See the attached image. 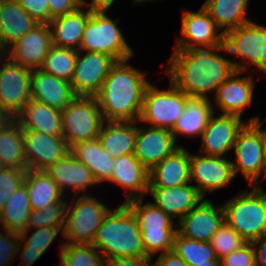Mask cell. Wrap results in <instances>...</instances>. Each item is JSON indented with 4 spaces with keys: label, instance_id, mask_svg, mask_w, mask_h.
Wrapping results in <instances>:
<instances>
[{
    "label": "cell",
    "instance_id": "e0dca14e",
    "mask_svg": "<svg viewBox=\"0 0 266 266\" xmlns=\"http://www.w3.org/2000/svg\"><path fill=\"white\" fill-rule=\"evenodd\" d=\"M22 132L29 170H47L70 152L63 136L47 135L33 130Z\"/></svg>",
    "mask_w": 266,
    "mask_h": 266
},
{
    "label": "cell",
    "instance_id": "f907efd6",
    "mask_svg": "<svg viewBox=\"0 0 266 266\" xmlns=\"http://www.w3.org/2000/svg\"><path fill=\"white\" fill-rule=\"evenodd\" d=\"M153 266H188L187 263L178 256L174 250L167 251L159 255Z\"/></svg>",
    "mask_w": 266,
    "mask_h": 266
},
{
    "label": "cell",
    "instance_id": "9f6ffc18",
    "mask_svg": "<svg viewBox=\"0 0 266 266\" xmlns=\"http://www.w3.org/2000/svg\"><path fill=\"white\" fill-rule=\"evenodd\" d=\"M150 1H153L154 2L156 0H133V4H142V3L150 2Z\"/></svg>",
    "mask_w": 266,
    "mask_h": 266
},
{
    "label": "cell",
    "instance_id": "277c9868",
    "mask_svg": "<svg viewBox=\"0 0 266 266\" xmlns=\"http://www.w3.org/2000/svg\"><path fill=\"white\" fill-rule=\"evenodd\" d=\"M224 202L225 221L247 242L266 235V191L259 185Z\"/></svg>",
    "mask_w": 266,
    "mask_h": 266
},
{
    "label": "cell",
    "instance_id": "4fadbf2b",
    "mask_svg": "<svg viewBox=\"0 0 266 266\" xmlns=\"http://www.w3.org/2000/svg\"><path fill=\"white\" fill-rule=\"evenodd\" d=\"M181 16V36L176 38L174 49L216 48L224 45L223 32L202 6L198 12L184 10Z\"/></svg>",
    "mask_w": 266,
    "mask_h": 266
},
{
    "label": "cell",
    "instance_id": "d6a6232c",
    "mask_svg": "<svg viewBox=\"0 0 266 266\" xmlns=\"http://www.w3.org/2000/svg\"><path fill=\"white\" fill-rule=\"evenodd\" d=\"M70 152L91 171L97 184L110 179L115 158L102 148L98 138L76 143Z\"/></svg>",
    "mask_w": 266,
    "mask_h": 266
},
{
    "label": "cell",
    "instance_id": "b9f144b4",
    "mask_svg": "<svg viewBox=\"0 0 266 266\" xmlns=\"http://www.w3.org/2000/svg\"><path fill=\"white\" fill-rule=\"evenodd\" d=\"M64 227H43L39 229H27L21 232L20 238L29 246V249H34L45 253L54 242L56 237L61 233L63 237ZM34 231L28 237L29 232ZM61 231V232H60Z\"/></svg>",
    "mask_w": 266,
    "mask_h": 266
},
{
    "label": "cell",
    "instance_id": "f5cc1de1",
    "mask_svg": "<svg viewBox=\"0 0 266 266\" xmlns=\"http://www.w3.org/2000/svg\"><path fill=\"white\" fill-rule=\"evenodd\" d=\"M116 0H91L88 3L85 0H81V6H86L90 12H108L110 7L114 4Z\"/></svg>",
    "mask_w": 266,
    "mask_h": 266
},
{
    "label": "cell",
    "instance_id": "680465c9",
    "mask_svg": "<svg viewBox=\"0 0 266 266\" xmlns=\"http://www.w3.org/2000/svg\"><path fill=\"white\" fill-rule=\"evenodd\" d=\"M4 168V166L2 165V163L0 162V170Z\"/></svg>",
    "mask_w": 266,
    "mask_h": 266
},
{
    "label": "cell",
    "instance_id": "83f0119b",
    "mask_svg": "<svg viewBox=\"0 0 266 266\" xmlns=\"http://www.w3.org/2000/svg\"><path fill=\"white\" fill-rule=\"evenodd\" d=\"M61 110L31 99L15 118L22 130H33L47 135L62 136Z\"/></svg>",
    "mask_w": 266,
    "mask_h": 266
},
{
    "label": "cell",
    "instance_id": "7a4b0ae2",
    "mask_svg": "<svg viewBox=\"0 0 266 266\" xmlns=\"http://www.w3.org/2000/svg\"><path fill=\"white\" fill-rule=\"evenodd\" d=\"M129 59L117 61L94 96L104 122L138 121L146 87L151 83L143 71L129 65Z\"/></svg>",
    "mask_w": 266,
    "mask_h": 266
},
{
    "label": "cell",
    "instance_id": "8992f818",
    "mask_svg": "<svg viewBox=\"0 0 266 266\" xmlns=\"http://www.w3.org/2000/svg\"><path fill=\"white\" fill-rule=\"evenodd\" d=\"M110 210V207L86 192L79 197L74 194L71 202L67 201L63 238L68 241L64 243L92 244Z\"/></svg>",
    "mask_w": 266,
    "mask_h": 266
},
{
    "label": "cell",
    "instance_id": "816d5d0a",
    "mask_svg": "<svg viewBox=\"0 0 266 266\" xmlns=\"http://www.w3.org/2000/svg\"><path fill=\"white\" fill-rule=\"evenodd\" d=\"M255 254V266H266V235L251 241Z\"/></svg>",
    "mask_w": 266,
    "mask_h": 266
},
{
    "label": "cell",
    "instance_id": "9c48e42d",
    "mask_svg": "<svg viewBox=\"0 0 266 266\" xmlns=\"http://www.w3.org/2000/svg\"><path fill=\"white\" fill-rule=\"evenodd\" d=\"M225 53L245 60L232 61L236 71L248 72L252 65L266 74V26L254 21L238 26L224 34ZM247 60V61H246Z\"/></svg>",
    "mask_w": 266,
    "mask_h": 266
},
{
    "label": "cell",
    "instance_id": "cb8c5ba5",
    "mask_svg": "<svg viewBox=\"0 0 266 266\" xmlns=\"http://www.w3.org/2000/svg\"><path fill=\"white\" fill-rule=\"evenodd\" d=\"M148 193L156 207L172 219L177 217V223L204 199L191 183L170 188H148Z\"/></svg>",
    "mask_w": 266,
    "mask_h": 266
},
{
    "label": "cell",
    "instance_id": "f35d334b",
    "mask_svg": "<svg viewBox=\"0 0 266 266\" xmlns=\"http://www.w3.org/2000/svg\"><path fill=\"white\" fill-rule=\"evenodd\" d=\"M92 244L61 243L60 259L65 266H107V259Z\"/></svg>",
    "mask_w": 266,
    "mask_h": 266
},
{
    "label": "cell",
    "instance_id": "e575fe53",
    "mask_svg": "<svg viewBox=\"0 0 266 266\" xmlns=\"http://www.w3.org/2000/svg\"><path fill=\"white\" fill-rule=\"evenodd\" d=\"M249 0H205L202 5L223 34L251 22L246 18Z\"/></svg>",
    "mask_w": 266,
    "mask_h": 266
},
{
    "label": "cell",
    "instance_id": "ac0fdd59",
    "mask_svg": "<svg viewBox=\"0 0 266 266\" xmlns=\"http://www.w3.org/2000/svg\"><path fill=\"white\" fill-rule=\"evenodd\" d=\"M247 121L230 114L214 112L201 135L200 152L203 155L224 157L233 149L237 133Z\"/></svg>",
    "mask_w": 266,
    "mask_h": 266
},
{
    "label": "cell",
    "instance_id": "4dcf8cb0",
    "mask_svg": "<svg viewBox=\"0 0 266 266\" xmlns=\"http://www.w3.org/2000/svg\"><path fill=\"white\" fill-rule=\"evenodd\" d=\"M137 122H104L97 137L102 148L113 158L133 154Z\"/></svg>",
    "mask_w": 266,
    "mask_h": 266
},
{
    "label": "cell",
    "instance_id": "681fc988",
    "mask_svg": "<svg viewBox=\"0 0 266 266\" xmlns=\"http://www.w3.org/2000/svg\"><path fill=\"white\" fill-rule=\"evenodd\" d=\"M107 266H153L151 258L116 257L107 260Z\"/></svg>",
    "mask_w": 266,
    "mask_h": 266
},
{
    "label": "cell",
    "instance_id": "7402d4cb",
    "mask_svg": "<svg viewBox=\"0 0 266 266\" xmlns=\"http://www.w3.org/2000/svg\"><path fill=\"white\" fill-rule=\"evenodd\" d=\"M112 175L107 182L123 187L127 193L125 202L136 198H144L148 193L149 170L134 156L128 154L116 157Z\"/></svg>",
    "mask_w": 266,
    "mask_h": 266
},
{
    "label": "cell",
    "instance_id": "3957f363",
    "mask_svg": "<svg viewBox=\"0 0 266 266\" xmlns=\"http://www.w3.org/2000/svg\"><path fill=\"white\" fill-rule=\"evenodd\" d=\"M92 245L107 260L116 257L150 258L142 243L138 221L125 203L109 211Z\"/></svg>",
    "mask_w": 266,
    "mask_h": 266
},
{
    "label": "cell",
    "instance_id": "44dd1931",
    "mask_svg": "<svg viewBox=\"0 0 266 266\" xmlns=\"http://www.w3.org/2000/svg\"><path fill=\"white\" fill-rule=\"evenodd\" d=\"M244 72L235 71L216 90L214 108L221 110V114H230L242 117L244 111L251 107L255 89L252 74L243 76ZM240 75V77H239Z\"/></svg>",
    "mask_w": 266,
    "mask_h": 266
},
{
    "label": "cell",
    "instance_id": "603a6c76",
    "mask_svg": "<svg viewBox=\"0 0 266 266\" xmlns=\"http://www.w3.org/2000/svg\"><path fill=\"white\" fill-rule=\"evenodd\" d=\"M76 97L69 81L45 73L41 69L32 70L31 99L62 111Z\"/></svg>",
    "mask_w": 266,
    "mask_h": 266
},
{
    "label": "cell",
    "instance_id": "d6986e66",
    "mask_svg": "<svg viewBox=\"0 0 266 266\" xmlns=\"http://www.w3.org/2000/svg\"><path fill=\"white\" fill-rule=\"evenodd\" d=\"M224 221L223 205L214 206L204 198L177 223V231L186 238L210 242Z\"/></svg>",
    "mask_w": 266,
    "mask_h": 266
},
{
    "label": "cell",
    "instance_id": "c3c4849f",
    "mask_svg": "<svg viewBox=\"0 0 266 266\" xmlns=\"http://www.w3.org/2000/svg\"><path fill=\"white\" fill-rule=\"evenodd\" d=\"M24 243V245H23ZM24 246V247H23ZM20 254V262L21 266H31L33 265L41 256H43V252L29 249V246L23 241L21 238L19 239L18 247H17V256Z\"/></svg>",
    "mask_w": 266,
    "mask_h": 266
},
{
    "label": "cell",
    "instance_id": "d4e9b609",
    "mask_svg": "<svg viewBox=\"0 0 266 266\" xmlns=\"http://www.w3.org/2000/svg\"><path fill=\"white\" fill-rule=\"evenodd\" d=\"M191 183L190 152L179 147L149 171L148 188H170Z\"/></svg>",
    "mask_w": 266,
    "mask_h": 266
},
{
    "label": "cell",
    "instance_id": "ee69618b",
    "mask_svg": "<svg viewBox=\"0 0 266 266\" xmlns=\"http://www.w3.org/2000/svg\"><path fill=\"white\" fill-rule=\"evenodd\" d=\"M3 231L6 235L0 232V266H11L17 256L20 235L13 231Z\"/></svg>",
    "mask_w": 266,
    "mask_h": 266
},
{
    "label": "cell",
    "instance_id": "1f68e13d",
    "mask_svg": "<svg viewBox=\"0 0 266 266\" xmlns=\"http://www.w3.org/2000/svg\"><path fill=\"white\" fill-rule=\"evenodd\" d=\"M0 162L4 167L27 169L23 132L16 119L0 120Z\"/></svg>",
    "mask_w": 266,
    "mask_h": 266
},
{
    "label": "cell",
    "instance_id": "bcb514c9",
    "mask_svg": "<svg viewBox=\"0 0 266 266\" xmlns=\"http://www.w3.org/2000/svg\"><path fill=\"white\" fill-rule=\"evenodd\" d=\"M19 5L38 23L50 22L48 0H11Z\"/></svg>",
    "mask_w": 266,
    "mask_h": 266
},
{
    "label": "cell",
    "instance_id": "6f0895ef",
    "mask_svg": "<svg viewBox=\"0 0 266 266\" xmlns=\"http://www.w3.org/2000/svg\"><path fill=\"white\" fill-rule=\"evenodd\" d=\"M56 266V265H55ZM57 266H65V264L62 262V260L60 259V265Z\"/></svg>",
    "mask_w": 266,
    "mask_h": 266
},
{
    "label": "cell",
    "instance_id": "30bf717a",
    "mask_svg": "<svg viewBox=\"0 0 266 266\" xmlns=\"http://www.w3.org/2000/svg\"><path fill=\"white\" fill-rule=\"evenodd\" d=\"M169 84L166 90L158 89L153 83L146 87L138 123L145 122L149 127L170 131L173 129L185 109L189 96L171 81Z\"/></svg>",
    "mask_w": 266,
    "mask_h": 266
},
{
    "label": "cell",
    "instance_id": "9a60e30c",
    "mask_svg": "<svg viewBox=\"0 0 266 266\" xmlns=\"http://www.w3.org/2000/svg\"><path fill=\"white\" fill-rule=\"evenodd\" d=\"M232 161L226 157L190 153V181L205 198L206 193L228 186L235 178Z\"/></svg>",
    "mask_w": 266,
    "mask_h": 266
},
{
    "label": "cell",
    "instance_id": "f1b7e54d",
    "mask_svg": "<svg viewBox=\"0 0 266 266\" xmlns=\"http://www.w3.org/2000/svg\"><path fill=\"white\" fill-rule=\"evenodd\" d=\"M210 99L207 97H189L187 99L182 115L171 130L176 143L180 134L186 137H201L209 118L216 111L213 110Z\"/></svg>",
    "mask_w": 266,
    "mask_h": 266
},
{
    "label": "cell",
    "instance_id": "f546056e",
    "mask_svg": "<svg viewBox=\"0 0 266 266\" xmlns=\"http://www.w3.org/2000/svg\"><path fill=\"white\" fill-rule=\"evenodd\" d=\"M91 12L83 7L49 22L55 46L79 51L83 33Z\"/></svg>",
    "mask_w": 266,
    "mask_h": 266
},
{
    "label": "cell",
    "instance_id": "52a82bcc",
    "mask_svg": "<svg viewBox=\"0 0 266 266\" xmlns=\"http://www.w3.org/2000/svg\"><path fill=\"white\" fill-rule=\"evenodd\" d=\"M259 116L251 117L239 130L233 146L235 160H232L235 176L241 172L249 185H259L260 175L266 178L263 157V129Z\"/></svg>",
    "mask_w": 266,
    "mask_h": 266
},
{
    "label": "cell",
    "instance_id": "ab89813d",
    "mask_svg": "<svg viewBox=\"0 0 266 266\" xmlns=\"http://www.w3.org/2000/svg\"><path fill=\"white\" fill-rule=\"evenodd\" d=\"M67 202H58L46 206L43 210H31L27 229H39L43 227H64Z\"/></svg>",
    "mask_w": 266,
    "mask_h": 266
},
{
    "label": "cell",
    "instance_id": "4316f807",
    "mask_svg": "<svg viewBox=\"0 0 266 266\" xmlns=\"http://www.w3.org/2000/svg\"><path fill=\"white\" fill-rule=\"evenodd\" d=\"M37 23L19 3L0 0V53H4Z\"/></svg>",
    "mask_w": 266,
    "mask_h": 266
},
{
    "label": "cell",
    "instance_id": "ffe728a7",
    "mask_svg": "<svg viewBox=\"0 0 266 266\" xmlns=\"http://www.w3.org/2000/svg\"><path fill=\"white\" fill-rule=\"evenodd\" d=\"M179 147L170 130L143 126L137 127L133 154L150 171Z\"/></svg>",
    "mask_w": 266,
    "mask_h": 266
},
{
    "label": "cell",
    "instance_id": "5b68a950",
    "mask_svg": "<svg viewBox=\"0 0 266 266\" xmlns=\"http://www.w3.org/2000/svg\"><path fill=\"white\" fill-rule=\"evenodd\" d=\"M144 198L125 202L135 215L146 254L152 259L156 253L173 250L177 222L153 203L143 204ZM176 228L174 229V227Z\"/></svg>",
    "mask_w": 266,
    "mask_h": 266
},
{
    "label": "cell",
    "instance_id": "6da1fadb",
    "mask_svg": "<svg viewBox=\"0 0 266 266\" xmlns=\"http://www.w3.org/2000/svg\"><path fill=\"white\" fill-rule=\"evenodd\" d=\"M224 45L216 48L174 49L165 73L189 97H207L236 70L233 60L225 58ZM208 93V94H207Z\"/></svg>",
    "mask_w": 266,
    "mask_h": 266
},
{
    "label": "cell",
    "instance_id": "60d3db41",
    "mask_svg": "<svg viewBox=\"0 0 266 266\" xmlns=\"http://www.w3.org/2000/svg\"><path fill=\"white\" fill-rule=\"evenodd\" d=\"M210 243L217 258L221 259L229 253L240 249L247 241L224 221L211 238Z\"/></svg>",
    "mask_w": 266,
    "mask_h": 266
},
{
    "label": "cell",
    "instance_id": "74e56055",
    "mask_svg": "<svg viewBox=\"0 0 266 266\" xmlns=\"http://www.w3.org/2000/svg\"><path fill=\"white\" fill-rule=\"evenodd\" d=\"M78 50L53 46L40 69L55 77L71 81L76 66Z\"/></svg>",
    "mask_w": 266,
    "mask_h": 266
},
{
    "label": "cell",
    "instance_id": "836d02e7",
    "mask_svg": "<svg viewBox=\"0 0 266 266\" xmlns=\"http://www.w3.org/2000/svg\"><path fill=\"white\" fill-rule=\"evenodd\" d=\"M32 210H43L58 202H65L64 195L45 170L27 169L24 178Z\"/></svg>",
    "mask_w": 266,
    "mask_h": 266
},
{
    "label": "cell",
    "instance_id": "484cf974",
    "mask_svg": "<svg viewBox=\"0 0 266 266\" xmlns=\"http://www.w3.org/2000/svg\"><path fill=\"white\" fill-rule=\"evenodd\" d=\"M45 171L57 184L63 195L66 193L64 192L65 189L68 192L70 188V191L79 195L82 191L88 190L89 186L92 187L97 184L91 171L71 152Z\"/></svg>",
    "mask_w": 266,
    "mask_h": 266
},
{
    "label": "cell",
    "instance_id": "d590c367",
    "mask_svg": "<svg viewBox=\"0 0 266 266\" xmlns=\"http://www.w3.org/2000/svg\"><path fill=\"white\" fill-rule=\"evenodd\" d=\"M29 196L25 184L20 186L0 211V226L4 230L21 233L27 230L31 212Z\"/></svg>",
    "mask_w": 266,
    "mask_h": 266
},
{
    "label": "cell",
    "instance_id": "7c38bea8",
    "mask_svg": "<svg viewBox=\"0 0 266 266\" xmlns=\"http://www.w3.org/2000/svg\"><path fill=\"white\" fill-rule=\"evenodd\" d=\"M62 114V136L71 148L76 143L96 139L104 119L95 97L77 96Z\"/></svg>",
    "mask_w": 266,
    "mask_h": 266
},
{
    "label": "cell",
    "instance_id": "7bdbcfd3",
    "mask_svg": "<svg viewBox=\"0 0 266 266\" xmlns=\"http://www.w3.org/2000/svg\"><path fill=\"white\" fill-rule=\"evenodd\" d=\"M27 169L4 167L0 170V211L14 192L24 184Z\"/></svg>",
    "mask_w": 266,
    "mask_h": 266
},
{
    "label": "cell",
    "instance_id": "2e32d148",
    "mask_svg": "<svg viewBox=\"0 0 266 266\" xmlns=\"http://www.w3.org/2000/svg\"><path fill=\"white\" fill-rule=\"evenodd\" d=\"M54 46L53 33L48 23H37L3 54L30 70L40 69L49 50Z\"/></svg>",
    "mask_w": 266,
    "mask_h": 266
},
{
    "label": "cell",
    "instance_id": "ba28073f",
    "mask_svg": "<svg viewBox=\"0 0 266 266\" xmlns=\"http://www.w3.org/2000/svg\"><path fill=\"white\" fill-rule=\"evenodd\" d=\"M106 12H91L79 50L105 53L116 61L130 59L133 49L127 44L122 31Z\"/></svg>",
    "mask_w": 266,
    "mask_h": 266
},
{
    "label": "cell",
    "instance_id": "8fae6325",
    "mask_svg": "<svg viewBox=\"0 0 266 266\" xmlns=\"http://www.w3.org/2000/svg\"><path fill=\"white\" fill-rule=\"evenodd\" d=\"M32 70L0 53V116L15 119L31 100Z\"/></svg>",
    "mask_w": 266,
    "mask_h": 266
},
{
    "label": "cell",
    "instance_id": "5bb4252c",
    "mask_svg": "<svg viewBox=\"0 0 266 266\" xmlns=\"http://www.w3.org/2000/svg\"><path fill=\"white\" fill-rule=\"evenodd\" d=\"M78 51L73 78L70 81L77 96L94 97L100 90L112 66L113 57L100 52Z\"/></svg>",
    "mask_w": 266,
    "mask_h": 266
},
{
    "label": "cell",
    "instance_id": "7dc6e473",
    "mask_svg": "<svg viewBox=\"0 0 266 266\" xmlns=\"http://www.w3.org/2000/svg\"><path fill=\"white\" fill-rule=\"evenodd\" d=\"M50 21L56 17L66 15L81 7V0H48Z\"/></svg>",
    "mask_w": 266,
    "mask_h": 266
},
{
    "label": "cell",
    "instance_id": "f6af8a7d",
    "mask_svg": "<svg viewBox=\"0 0 266 266\" xmlns=\"http://www.w3.org/2000/svg\"><path fill=\"white\" fill-rule=\"evenodd\" d=\"M222 266H255V254L251 242L221 258Z\"/></svg>",
    "mask_w": 266,
    "mask_h": 266
},
{
    "label": "cell",
    "instance_id": "8d00e7d4",
    "mask_svg": "<svg viewBox=\"0 0 266 266\" xmlns=\"http://www.w3.org/2000/svg\"><path fill=\"white\" fill-rule=\"evenodd\" d=\"M173 250L188 266L212 265V260L217 258L210 242L186 238L178 231L174 237Z\"/></svg>",
    "mask_w": 266,
    "mask_h": 266
},
{
    "label": "cell",
    "instance_id": "db71d44e",
    "mask_svg": "<svg viewBox=\"0 0 266 266\" xmlns=\"http://www.w3.org/2000/svg\"><path fill=\"white\" fill-rule=\"evenodd\" d=\"M263 157L266 165V129H263Z\"/></svg>",
    "mask_w": 266,
    "mask_h": 266
},
{
    "label": "cell",
    "instance_id": "11a10c76",
    "mask_svg": "<svg viewBox=\"0 0 266 266\" xmlns=\"http://www.w3.org/2000/svg\"><path fill=\"white\" fill-rule=\"evenodd\" d=\"M204 266H222V261L219 258L212 260V265H204Z\"/></svg>",
    "mask_w": 266,
    "mask_h": 266
}]
</instances>
